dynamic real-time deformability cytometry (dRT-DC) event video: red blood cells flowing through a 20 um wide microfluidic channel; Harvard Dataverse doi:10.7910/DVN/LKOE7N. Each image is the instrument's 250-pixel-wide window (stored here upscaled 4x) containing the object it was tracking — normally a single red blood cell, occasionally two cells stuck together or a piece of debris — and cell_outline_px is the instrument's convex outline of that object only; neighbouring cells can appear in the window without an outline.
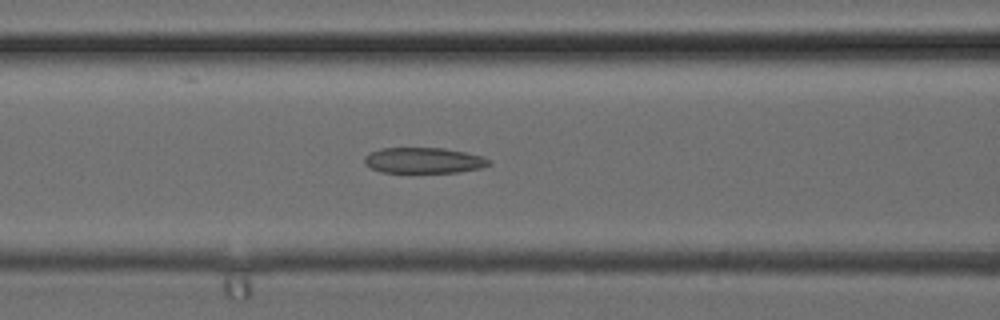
{"species": "common noctule bat (a hibernating species)", "species_latin": "Nyctalus noctula", "temperature_condition": "cold", "stored_images_in_passage": 21, "camera_frame_rate_fps": 3000, "um_per_image_px": 0.085, "animal": {"sex": "female", "body_mass_g": 24.6, "forearm_length_mm": 56.2}, "frame": {"image": 1, "passage_image": 4, "time_ms": 1.0, "image_size_px": [1000, 320], "cell_outline_px": [[492, 164], [480, 168], [456, 172], [380, 172], [364, 164], [364, 156], [380, 148], [444, 148], [484, 156], [492, 160]], "centroid_in_image_um": [36.04, 13.63], "position_along_channel_um": 130.6, "area_um2": 18.67}}
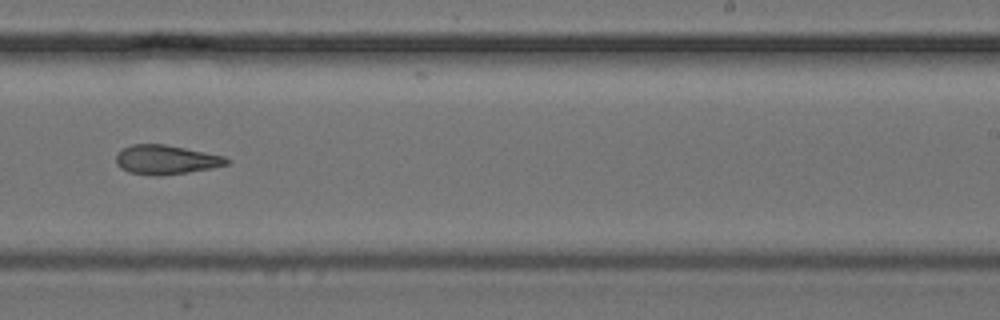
{"frame": {"image": 2, "passage_image": 12, "time_ms": 3.667, "image_size_px": [1000, 320], "cell_outline_px": [[232, 160], [228, 164], [212, 168], [188, 172], [160, 176], [156, 176], [128, 172], [120, 168], [116, 164], [116, 156], [124, 148], [132, 144], [164, 144], [224, 156]], "centroid_in_image_um": [14.11, 13.58], "position_along_channel_um": 274.9, "area_um2": 18.79}}
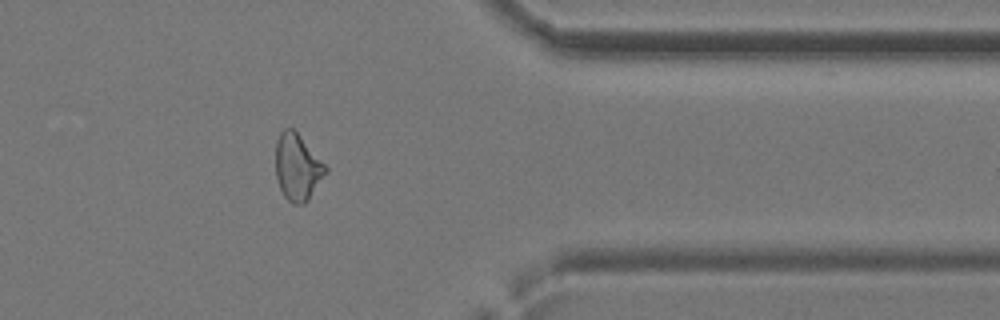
{"frame": {"image": 3, "passage_image": 19, "time_ms": 6.0, "image_size_px": [1000, 320], "cell_outline_px": [[328, 172], [308, 200], [304, 204], [292, 204], [284, 196], [280, 188], [276, 176], [276, 140], [280, 132], [284, 128], [292, 128], [296, 132], [328, 168]], "centroid_in_image_um": [25.28, 14.23], "position_along_channel_um": 386.1, "area_um2": 19.25}}